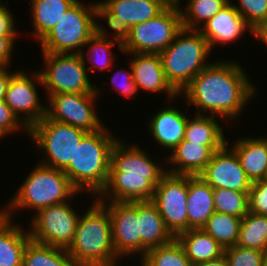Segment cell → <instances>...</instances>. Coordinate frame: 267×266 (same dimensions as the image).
<instances>
[{
	"instance_id": "1",
	"label": "cell",
	"mask_w": 267,
	"mask_h": 266,
	"mask_svg": "<svg viewBox=\"0 0 267 266\" xmlns=\"http://www.w3.org/2000/svg\"><path fill=\"white\" fill-rule=\"evenodd\" d=\"M248 75L238 61L215 60L192 79L180 96L186 98L188 106L196 107V114L220 116L222 123L230 119L237 122L257 93Z\"/></svg>"
},
{
	"instance_id": "2",
	"label": "cell",
	"mask_w": 267,
	"mask_h": 266,
	"mask_svg": "<svg viewBox=\"0 0 267 266\" xmlns=\"http://www.w3.org/2000/svg\"><path fill=\"white\" fill-rule=\"evenodd\" d=\"M134 144L128 146L121 138L114 144L107 183L96 197L99 202L152 200L156 185L167 172L166 159L163 165L155 162L145 149Z\"/></svg>"
},
{
	"instance_id": "3",
	"label": "cell",
	"mask_w": 267,
	"mask_h": 266,
	"mask_svg": "<svg viewBox=\"0 0 267 266\" xmlns=\"http://www.w3.org/2000/svg\"><path fill=\"white\" fill-rule=\"evenodd\" d=\"M93 200L80 215L73 241L66 250L77 266H120L108 210L96 198Z\"/></svg>"
},
{
	"instance_id": "4",
	"label": "cell",
	"mask_w": 267,
	"mask_h": 266,
	"mask_svg": "<svg viewBox=\"0 0 267 266\" xmlns=\"http://www.w3.org/2000/svg\"><path fill=\"white\" fill-rule=\"evenodd\" d=\"M87 133L76 147L74 157L63 172L79 193L89 192L96 198L104 189L109 175L111 151L118 135L110 128ZM87 190V191H86Z\"/></svg>"
},
{
	"instance_id": "5",
	"label": "cell",
	"mask_w": 267,
	"mask_h": 266,
	"mask_svg": "<svg viewBox=\"0 0 267 266\" xmlns=\"http://www.w3.org/2000/svg\"><path fill=\"white\" fill-rule=\"evenodd\" d=\"M22 182L7 203L11 219L19 209L36 213L42 208L70 201L79 194L63 170L39 162Z\"/></svg>"
},
{
	"instance_id": "6",
	"label": "cell",
	"mask_w": 267,
	"mask_h": 266,
	"mask_svg": "<svg viewBox=\"0 0 267 266\" xmlns=\"http://www.w3.org/2000/svg\"><path fill=\"white\" fill-rule=\"evenodd\" d=\"M211 52L199 30L182 28L159 54L166 80L179 95L211 63L208 62Z\"/></svg>"
},
{
	"instance_id": "7",
	"label": "cell",
	"mask_w": 267,
	"mask_h": 266,
	"mask_svg": "<svg viewBox=\"0 0 267 266\" xmlns=\"http://www.w3.org/2000/svg\"><path fill=\"white\" fill-rule=\"evenodd\" d=\"M96 33L95 2L77 0L39 42L41 52L80 54Z\"/></svg>"
},
{
	"instance_id": "8",
	"label": "cell",
	"mask_w": 267,
	"mask_h": 266,
	"mask_svg": "<svg viewBox=\"0 0 267 266\" xmlns=\"http://www.w3.org/2000/svg\"><path fill=\"white\" fill-rule=\"evenodd\" d=\"M87 132L49 119L46 115L28 129V137L35 142L43 158L41 164L64 170L74 157L76 147Z\"/></svg>"
},
{
	"instance_id": "9",
	"label": "cell",
	"mask_w": 267,
	"mask_h": 266,
	"mask_svg": "<svg viewBox=\"0 0 267 266\" xmlns=\"http://www.w3.org/2000/svg\"><path fill=\"white\" fill-rule=\"evenodd\" d=\"M39 70L46 97L59 93H97L80 54L41 52Z\"/></svg>"
},
{
	"instance_id": "10",
	"label": "cell",
	"mask_w": 267,
	"mask_h": 266,
	"mask_svg": "<svg viewBox=\"0 0 267 266\" xmlns=\"http://www.w3.org/2000/svg\"><path fill=\"white\" fill-rule=\"evenodd\" d=\"M182 29L179 6L169 5L162 13L130 28L122 53L160 54Z\"/></svg>"
},
{
	"instance_id": "11",
	"label": "cell",
	"mask_w": 267,
	"mask_h": 266,
	"mask_svg": "<svg viewBox=\"0 0 267 266\" xmlns=\"http://www.w3.org/2000/svg\"><path fill=\"white\" fill-rule=\"evenodd\" d=\"M74 206L70 200L38 210L30 219V228L27 227L31 240L67 249L73 241L81 215Z\"/></svg>"
},
{
	"instance_id": "12",
	"label": "cell",
	"mask_w": 267,
	"mask_h": 266,
	"mask_svg": "<svg viewBox=\"0 0 267 266\" xmlns=\"http://www.w3.org/2000/svg\"><path fill=\"white\" fill-rule=\"evenodd\" d=\"M96 86L97 93H59L51 94L46 101V116L61 123H66L92 133L102 129L105 124L98 116L97 98L101 94ZM96 104V105H95Z\"/></svg>"
},
{
	"instance_id": "13",
	"label": "cell",
	"mask_w": 267,
	"mask_h": 266,
	"mask_svg": "<svg viewBox=\"0 0 267 266\" xmlns=\"http://www.w3.org/2000/svg\"><path fill=\"white\" fill-rule=\"evenodd\" d=\"M187 198L188 175L166 172L155 187L151 201L174 237L187 231Z\"/></svg>"
},
{
	"instance_id": "14",
	"label": "cell",
	"mask_w": 267,
	"mask_h": 266,
	"mask_svg": "<svg viewBox=\"0 0 267 266\" xmlns=\"http://www.w3.org/2000/svg\"><path fill=\"white\" fill-rule=\"evenodd\" d=\"M27 72L17 70L11 76L4 101L18 119L29 129L44 118L46 115V104L44 105V102L42 104L37 90V85H42L38 70L33 71L32 74Z\"/></svg>"
},
{
	"instance_id": "15",
	"label": "cell",
	"mask_w": 267,
	"mask_h": 266,
	"mask_svg": "<svg viewBox=\"0 0 267 266\" xmlns=\"http://www.w3.org/2000/svg\"><path fill=\"white\" fill-rule=\"evenodd\" d=\"M107 210L112 223V241L116 255L123 257L140 255L138 201L100 202Z\"/></svg>"
},
{
	"instance_id": "16",
	"label": "cell",
	"mask_w": 267,
	"mask_h": 266,
	"mask_svg": "<svg viewBox=\"0 0 267 266\" xmlns=\"http://www.w3.org/2000/svg\"><path fill=\"white\" fill-rule=\"evenodd\" d=\"M227 143L215 151L210 162L198 175L213 189H230L240 192H248L252 182L240 165L235 151Z\"/></svg>"
},
{
	"instance_id": "17",
	"label": "cell",
	"mask_w": 267,
	"mask_h": 266,
	"mask_svg": "<svg viewBox=\"0 0 267 266\" xmlns=\"http://www.w3.org/2000/svg\"><path fill=\"white\" fill-rule=\"evenodd\" d=\"M131 56L130 64L133 80L138 91L141 89L148 93L166 92V98L169 102L175 103L174 99L180 96L166 80L162 60L159 54L147 53H126Z\"/></svg>"
},
{
	"instance_id": "18",
	"label": "cell",
	"mask_w": 267,
	"mask_h": 266,
	"mask_svg": "<svg viewBox=\"0 0 267 266\" xmlns=\"http://www.w3.org/2000/svg\"><path fill=\"white\" fill-rule=\"evenodd\" d=\"M247 29V30H246ZM252 28L245 22L242 16L234 8L232 0L217 14L209 19L200 29L201 34L207 39L211 51L217 44L227 45L239 41Z\"/></svg>"
},
{
	"instance_id": "19",
	"label": "cell",
	"mask_w": 267,
	"mask_h": 266,
	"mask_svg": "<svg viewBox=\"0 0 267 266\" xmlns=\"http://www.w3.org/2000/svg\"><path fill=\"white\" fill-rule=\"evenodd\" d=\"M177 106L168 105L152 114L147 122L148 132L161 148L172 151L183 139L188 114L181 112ZM187 114V115H186Z\"/></svg>"
},
{
	"instance_id": "20",
	"label": "cell",
	"mask_w": 267,
	"mask_h": 266,
	"mask_svg": "<svg viewBox=\"0 0 267 266\" xmlns=\"http://www.w3.org/2000/svg\"><path fill=\"white\" fill-rule=\"evenodd\" d=\"M222 147L204 146L183 139L167 155V158L165 157L166 165L170 166L166 168V171L173 174L198 176L210 162L214 152Z\"/></svg>"
},
{
	"instance_id": "21",
	"label": "cell",
	"mask_w": 267,
	"mask_h": 266,
	"mask_svg": "<svg viewBox=\"0 0 267 266\" xmlns=\"http://www.w3.org/2000/svg\"><path fill=\"white\" fill-rule=\"evenodd\" d=\"M140 259L149 249L169 244L175 237L152 201H138Z\"/></svg>"
},
{
	"instance_id": "22",
	"label": "cell",
	"mask_w": 267,
	"mask_h": 266,
	"mask_svg": "<svg viewBox=\"0 0 267 266\" xmlns=\"http://www.w3.org/2000/svg\"><path fill=\"white\" fill-rule=\"evenodd\" d=\"M213 192L200 176L188 175L187 230L201 229L215 212Z\"/></svg>"
},
{
	"instance_id": "23",
	"label": "cell",
	"mask_w": 267,
	"mask_h": 266,
	"mask_svg": "<svg viewBox=\"0 0 267 266\" xmlns=\"http://www.w3.org/2000/svg\"><path fill=\"white\" fill-rule=\"evenodd\" d=\"M254 137L244 136L230 144L251 182L260 180L267 166V141L263 136Z\"/></svg>"
},
{
	"instance_id": "24",
	"label": "cell",
	"mask_w": 267,
	"mask_h": 266,
	"mask_svg": "<svg viewBox=\"0 0 267 266\" xmlns=\"http://www.w3.org/2000/svg\"><path fill=\"white\" fill-rule=\"evenodd\" d=\"M130 28L162 13L169 5L164 0H99Z\"/></svg>"
},
{
	"instance_id": "25",
	"label": "cell",
	"mask_w": 267,
	"mask_h": 266,
	"mask_svg": "<svg viewBox=\"0 0 267 266\" xmlns=\"http://www.w3.org/2000/svg\"><path fill=\"white\" fill-rule=\"evenodd\" d=\"M77 0H31L32 37L41 41Z\"/></svg>"
},
{
	"instance_id": "26",
	"label": "cell",
	"mask_w": 267,
	"mask_h": 266,
	"mask_svg": "<svg viewBox=\"0 0 267 266\" xmlns=\"http://www.w3.org/2000/svg\"><path fill=\"white\" fill-rule=\"evenodd\" d=\"M13 220L8 217L0 225V266H22L24 249L31 240L29 231Z\"/></svg>"
},
{
	"instance_id": "27",
	"label": "cell",
	"mask_w": 267,
	"mask_h": 266,
	"mask_svg": "<svg viewBox=\"0 0 267 266\" xmlns=\"http://www.w3.org/2000/svg\"><path fill=\"white\" fill-rule=\"evenodd\" d=\"M175 238L194 265L218 259L224 255L222 246L202 229H189L179 233Z\"/></svg>"
},
{
	"instance_id": "28",
	"label": "cell",
	"mask_w": 267,
	"mask_h": 266,
	"mask_svg": "<svg viewBox=\"0 0 267 266\" xmlns=\"http://www.w3.org/2000/svg\"><path fill=\"white\" fill-rule=\"evenodd\" d=\"M220 117L212 115H199L188 117L184 140L191 143H200L204 146H224L227 138Z\"/></svg>"
},
{
	"instance_id": "29",
	"label": "cell",
	"mask_w": 267,
	"mask_h": 266,
	"mask_svg": "<svg viewBox=\"0 0 267 266\" xmlns=\"http://www.w3.org/2000/svg\"><path fill=\"white\" fill-rule=\"evenodd\" d=\"M115 44H118L119 50L122 51V45L120 43L98 36L96 33L87 41L80 55L89 73H95L98 70L103 72L110 67L115 68L112 49ZM87 63H89L90 66H87Z\"/></svg>"
},
{
	"instance_id": "30",
	"label": "cell",
	"mask_w": 267,
	"mask_h": 266,
	"mask_svg": "<svg viewBox=\"0 0 267 266\" xmlns=\"http://www.w3.org/2000/svg\"><path fill=\"white\" fill-rule=\"evenodd\" d=\"M22 266H77L68 251L30 240L23 252Z\"/></svg>"
},
{
	"instance_id": "31",
	"label": "cell",
	"mask_w": 267,
	"mask_h": 266,
	"mask_svg": "<svg viewBox=\"0 0 267 266\" xmlns=\"http://www.w3.org/2000/svg\"><path fill=\"white\" fill-rule=\"evenodd\" d=\"M229 2L230 0H188L185 7L179 5L182 28L199 30Z\"/></svg>"
},
{
	"instance_id": "32",
	"label": "cell",
	"mask_w": 267,
	"mask_h": 266,
	"mask_svg": "<svg viewBox=\"0 0 267 266\" xmlns=\"http://www.w3.org/2000/svg\"><path fill=\"white\" fill-rule=\"evenodd\" d=\"M241 221L242 218L215 211L201 229L226 249L236 245Z\"/></svg>"
},
{
	"instance_id": "33",
	"label": "cell",
	"mask_w": 267,
	"mask_h": 266,
	"mask_svg": "<svg viewBox=\"0 0 267 266\" xmlns=\"http://www.w3.org/2000/svg\"><path fill=\"white\" fill-rule=\"evenodd\" d=\"M236 245L267 252V215L248 212L242 218Z\"/></svg>"
},
{
	"instance_id": "34",
	"label": "cell",
	"mask_w": 267,
	"mask_h": 266,
	"mask_svg": "<svg viewBox=\"0 0 267 266\" xmlns=\"http://www.w3.org/2000/svg\"><path fill=\"white\" fill-rule=\"evenodd\" d=\"M140 260V266H195L176 238L169 244L149 249Z\"/></svg>"
},
{
	"instance_id": "35",
	"label": "cell",
	"mask_w": 267,
	"mask_h": 266,
	"mask_svg": "<svg viewBox=\"0 0 267 266\" xmlns=\"http://www.w3.org/2000/svg\"><path fill=\"white\" fill-rule=\"evenodd\" d=\"M95 19L96 34L98 36L108 39L111 38V40L120 43L122 46L128 40L130 27L119 17L113 15L100 1H95ZM99 19L106 20L107 28L112 29L111 32L104 25L99 24L101 22Z\"/></svg>"
},
{
	"instance_id": "36",
	"label": "cell",
	"mask_w": 267,
	"mask_h": 266,
	"mask_svg": "<svg viewBox=\"0 0 267 266\" xmlns=\"http://www.w3.org/2000/svg\"><path fill=\"white\" fill-rule=\"evenodd\" d=\"M214 209L216 212L243 218L248 211V192L230 189H214Z\"/></svg>"
},
{
	"instance_id": "37",
	"label": "cell",
	"mask_w": 267,
	"mask_h": 266,
	"mask_svg": "<svg viewBox=\"0 0 267 266\" xmlns=\"http://www.w3.org/2000/svg\"><path fill=\"white\" fill-rule=\"evenodd\" d=\"M224 255L229 266H264L267 252L235 245L224 249Z\"/></svg>"
},
{
	"instance_id": "38",
	"label": "cell",
	"mask_w": 267,
	"mask_h": 266,
	"mask_svg": "<svg viewBox=\"0 0 267 266\" xmlns=\"http://www.w3.org/2000/svg\"><path fill=\"white\" fill-rule=\"evenodd\" d=\"M237 2H233L234 8L251 28L257 23L267 21V0H237Z\"/></svg>"
},
{
	"instance_id": "39",
	"label": "cell",
	"mask_w": 267,
	"mask_h": 266,
	"mask_svg": "<svg viewBox=\"0 0 267 266\" xmlns=\"http://www.w3.org/2000/svg\"><path fill=\"white\" fill-rule=\"evenodd\" d=\"M248 211L259 215H267V182H252L248 191Z\"/></svg>"
},
{
	"instance_id": "40",
	"label": "cell",
	"mask_w": 267,
	"mask_h": 266,
	"mask_svg": "<svg viewBox=\"0 0 267 266\" xmlns=\"http://www.w3.org/2000/svg\"><path fill=\"white\" fill-rule=\"evenodd\" d=\"M128 66V69L120 68L118 71L116 70V72L111 76L110 81L112 83V87L114 88L112 91L119 92L118 94L123 95L125 98H132V96H136L139 91L133 80L130 64Z\"/></svg>"
},
{
	"instance_id": "41",
	"label": "cell",
	"mask_w": 267,
	"mask_h": 266,
	"mask_svg": "<svg viewBox=\"0 0 267 266\" xmlns=\"http://www.w3.org/2000/svg\"><path fill=\"white\" fill-rule=\"evenodd\" d=\"M20 131H26V134H28V128L7 106L4 99L0 100V134L5 138V136L7 137L14 132Z\"/></svg>"
},
{
	"instance_id": "42",
	"label": "cell",
	"mask_w": 267,
	"mask_h": 266,
	"mask_svg": "<svg viewBox=\"0 0 267 266\" xmlns=\"http://www.w3.org/2000/svg\"><path fill=\"white\" fill-rule=\"evenodd\" d=\"M0 2V35L1 36H18V29L14 16L7 6L8 2L5 0Z\"/></svg>"
},
{
	"instance_id": "43",
	"label": "cell",
	"mask_w": 267,
	"mask_h": 266,
	"mask_svg": "<svg viewBox=\"0 0 267 266\" xmlns=\"http://www.w3.org/2000/svg\"><path fill=\"white\" fill-rule=\"evenodd\" d=\"M19 36H1L0 35V67H12L11 59L16 39Z\"/></svg>"
},
{
	"instance_id": "44",
	"label": "cell",
	"mask_w": 267,
	"mask_h": 266,
	"mask_svg": "<svg viewBox=\"0 0 267 266\" xmlns=\"http://www.w3.org/2000/svg\"><path fill=\"white\" fill-rule=\"evenodd\" d=\"M11 67H0V100L4 99L11 76L17 71L10 70Z\"/></svg>"
},
{
	"instance_id": "45",
	"label": "cell",
	"mask_w": 267,
	"mask_h": 266,
	"mask_svg": "<svg viewBox=\"0 0 267 266\" xmlns=\"http://www.w3.org/2000/svg\"><path fill=\"white\" fill-rule=\"evenodd\" d=\"M251 30V34L257 38L256 40H260L267 46V21L257 23Z\"/></svg>"
},
{
	"instance_id": "46",
	"label": "cell",
	"mask_w": 267,
	"mask_h": 266,
	"mask_svg": "<svg viewBox=\"0 0 267 266\" xmlns=\"http://www.w3.org/2000/svg\"><path fill=\"white\" fill-rule=\"evenodd\" d=\"M195 266H229V265L225 255H222L218 259L210 260L208 262H203Z\"/></svg>"
},
{
	"instance_id": "47",
	"label": "cell",
	"mask_w": 267,
	"mask_h": 266,
	"mask_svg": "<svg viewBox=\"0 0 267 266\" xmlns=\"http://www.w3.org/2000/svg\"><path fill=\"white\" fill-rule=\"evenodd\" d=\"M0 210V225L8 218L7 205Z\"/></svg>"
},
{
	"instance_id": "48",
	"label": "cell",
	"mask_w": 267,
	"mask_h": 266,
	"mask_svg": "<svg viewBox=\"0 0 267 266\" xmlns=\"http://www.w3.org/2000/svg\"><path fill=\"white\" fill-rule=\"evenodd\" d=\"M168 5H177L179 6V0H164Z\"/></svg>"
},
{
	"instance_id": "49",
	"label": "cell",
	"mask_w": 267,
	"mask_h": 266,
	"mask_svg": "<svg viewBox=\"0 0 267 266\" xmlns=\"http://www.w3.org/2000/svg\"><path fill=\"white\" fill-rule=\"evenodd\" d=\"M261 181H264V182H267V166L264 170V173H263V176L262 178L260 179Z\"/></svg>"
},
{
	"instance_id": "50",
	"label": "cell",
	"mask_w": 267,
	"mask_h": 266,
	"mask_svg": "<svg viewBox=\"0 0 267 266\" xmlns=\"http://www.w3.org/2000/svg\"><path fill=\"white\" fill-rule=\"evenodd\" d=\"M264 266H267V255H266V258H265V261H264Z\"/></svg>"
}]
</instances>
